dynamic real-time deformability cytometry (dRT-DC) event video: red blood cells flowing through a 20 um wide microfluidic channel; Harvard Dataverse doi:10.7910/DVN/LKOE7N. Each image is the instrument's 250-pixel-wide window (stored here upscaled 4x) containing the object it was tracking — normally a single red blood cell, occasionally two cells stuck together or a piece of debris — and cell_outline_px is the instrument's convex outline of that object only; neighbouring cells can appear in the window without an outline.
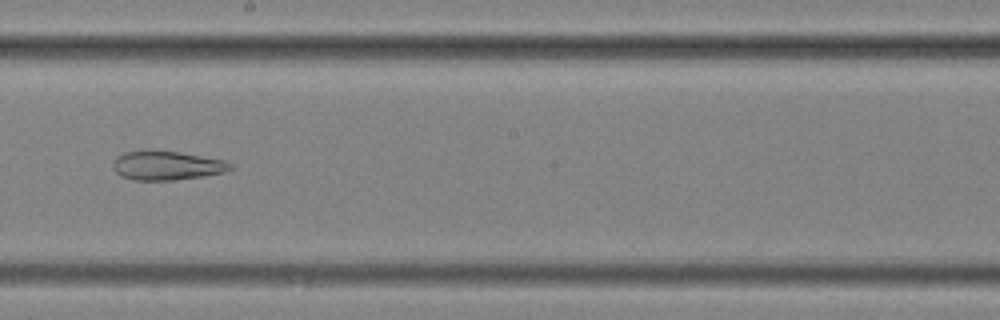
{"species": "common noctule bat (a hibernating species)", "species_latin": "Nyctalus noctula", "temperature_condition": "cold", "stored_images_in_passage": 10, "camera_frame_rate_fps": 3000, "um_per_image_px": 0.085, "animal": {"sex": "female", "body_mass_g": 25.1}, "frame": {"image": 1, "passage_image": 9, "time_ms": 2.667, "image_size_px": [1000, 320], "cell_outline_px": [[232, 168], [224, 172], [176, 180], [136, 180], [120, 176], [116, 172], [112, 164], [116, 156], [124, 152], [148, 148], [176, 152], [224, 160], [232, 164]], "centroid_in_image_um": [14.1, 14.04], "position_along_channel_um": 234.1, "area_um2": 20.0}}